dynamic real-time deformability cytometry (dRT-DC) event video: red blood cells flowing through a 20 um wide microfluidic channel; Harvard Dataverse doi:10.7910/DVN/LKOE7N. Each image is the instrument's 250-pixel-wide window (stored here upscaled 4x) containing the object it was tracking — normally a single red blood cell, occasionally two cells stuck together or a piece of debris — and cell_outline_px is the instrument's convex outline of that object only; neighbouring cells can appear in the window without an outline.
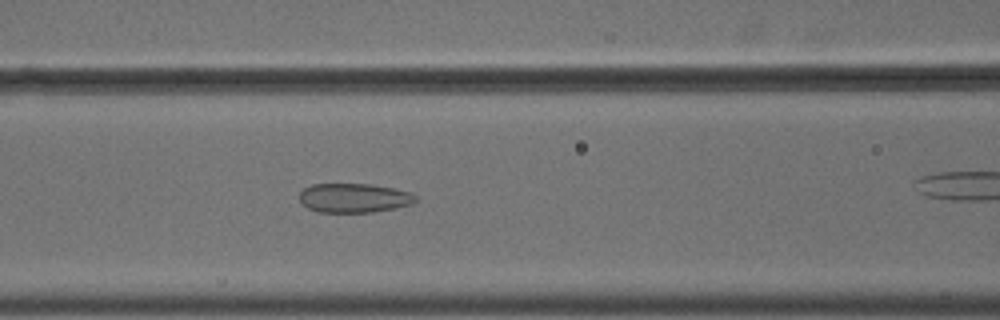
{"species": "common noctule bat (a hibernating species)", "species_latin": "Nyctalus noctula", "temperature_condition": "cold", "stored_images_in_passage": 39, "camera_frame_rate_fps": 3000, "um_per_image_px": 0.085, "animal": {"sex": "male", "body_mass_g": 18.8}, "frame": {"image": 1, "passage_image": 18, "time_ms": 5.667, "image_size_px": [1000, 320], "cell_outline_px": [[416, 200], [412, 204], [396, 208], [372, 212], [316, 212], [308, 208], [300, 200], [300, 192], [304, 188], [312, 184], [372, 184], [392, 188], [408, 192], [416, 196]], "centroid_in_image_um": [30.08, 16.83], "position_along_channel_um": 136.5, "area_um2": 19.71}}
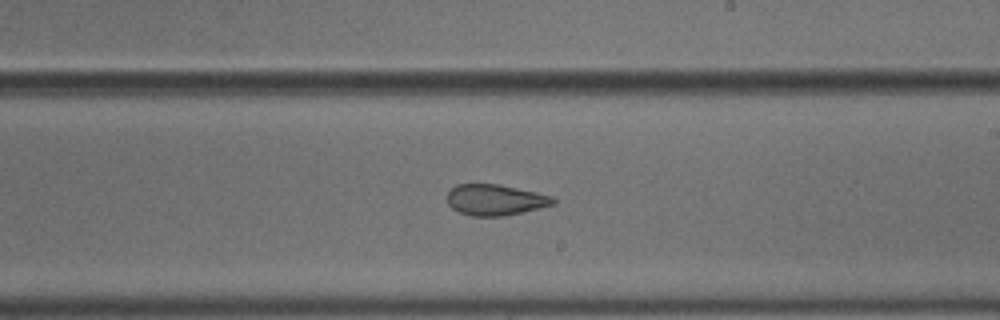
{"frame": {"image": 2, "passage_image": 27, "time_ms": 8.667, "image_size_px": [1000, 320], "cell_outline_px": [[556, 204], [540, 208], [504, 216], [472, 216], [460, 212], [452, 208], [448, 204], [448, 192], [456, 184], [496, 184], [536, 192], [552, 196], [556, 200]], "centroid_in_image_um": [42.11, 16.99], "position_along_channel_um": 246.9, "area_um2": 19.02}}
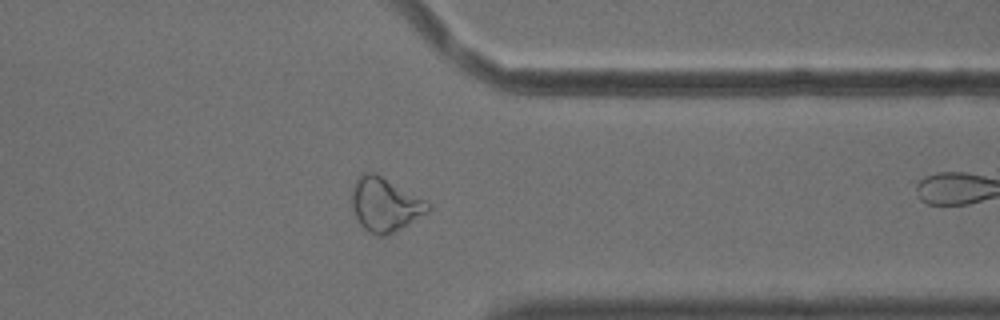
{"frame": {"image": 3, "passage_image": 38, "time_ms": 12.333, "image_size_px": [1000, 320], "cell_outline_px": [[432, 208], [428, 212], [400, 228], [384, 236], [376, 236], [364, 228], [360, 224], [352, 212], [352, 184], [360, 172], [372, 172], [380, 176], [432, 204]], "centroid_in_image_um": [32.68, 17.38], "position_along_channel_um": 378.7, "area_um2": 23.64}}